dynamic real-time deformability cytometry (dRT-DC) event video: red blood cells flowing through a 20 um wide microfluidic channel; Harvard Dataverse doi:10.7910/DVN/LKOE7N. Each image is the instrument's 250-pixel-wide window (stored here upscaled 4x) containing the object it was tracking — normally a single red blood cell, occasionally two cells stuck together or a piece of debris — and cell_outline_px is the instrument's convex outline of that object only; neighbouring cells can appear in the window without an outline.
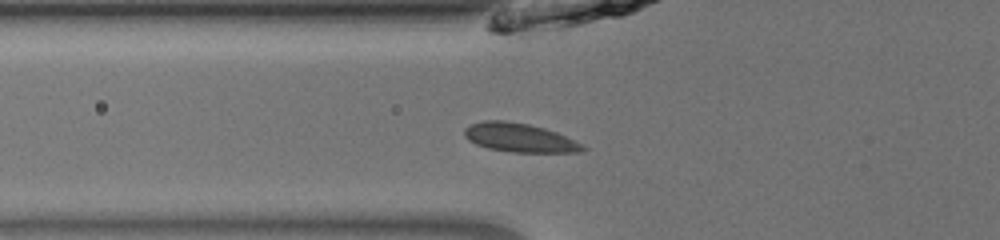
{"species": "common noctule bat (a hibernating species)", "species_latin": "Nyctalus noctula", "temperature_condition": "room temperature", "stored_images_in_passage": 45, "camera_frame_rate_fps": 3000, "um_per_image_px": 0.085, "animal": {"sex": "male", "body_mass_g": 13.0, "forearm_length_mm": 53.1}, "frame": {"image": 1, "passage_image": 14, "time_ms": 4.333, "image_size_px": [1000, 240], "cell_outline_px": [[588, 148], [580, 152], [512, 152], [488, 148], [476, 144], [468, 140], [464, 136], [464, 128], [472, 124], [484, 120], [504, 120], [528, 124], [544, 128], [556, 132]], "centroid_in_image_um": [44.11, 11.7], "position_along_channel_um": 81.7, "area_um2": 19.65}}
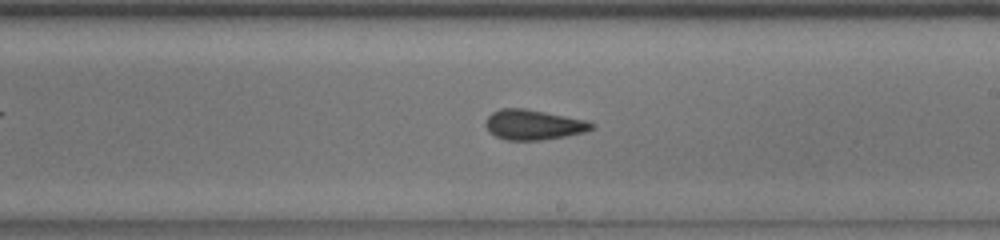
{"frame": {"image": 2, "passage_image": 26, "time_ms": 8.333, "image_size_px": [1000, 240], "cell_outline_px": [[596, 128], [584, 132], [544, 140], [504, 140], [488, 132], [484, 124], [488, 116], [492, 112], [500, 108], [524, 108], [588, 120], [596, 124]], "centroid_in_image_um": [45.35, 10.6], "position_along_channel_um": 243.7, "area_um2": 18.84}}
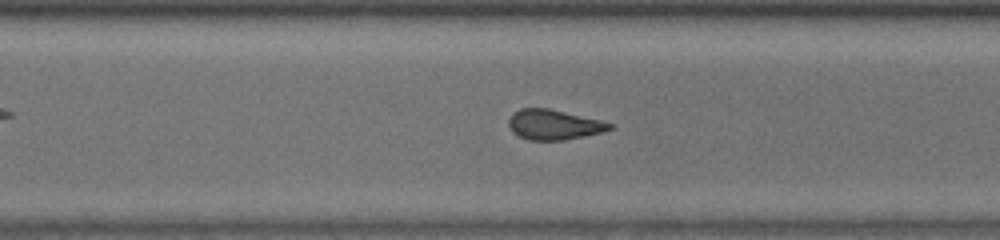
{"frame": {"image": 3, "passage_image": 32, "time_ms": 10.333, "image_size_px": [1000, 240], "cell_outline_px": [[612, 128], [604, 132], [564, 140], [528, 140], [512, 132], [508, 124], [508, 120], [512, 112], [520, 108], [548, 108], [600, 120], [612, 124]], "centroid_in_image_um": [47.04, 10.59], "position_along_channel_um": 323.6, "area_um2": 17.69}, "authors_computed_cell_mechanics": {"area_um2": 18.6694, "velocity_mm_per_s": 4.0118, "shape_relaxation_time_tau1_ms": 3.3394, "shape_relaxation_time_tau2_ms": 1.3248, "deformation_change_tau1": 0.0725, "deformation_change_tau2": 0.0475}}